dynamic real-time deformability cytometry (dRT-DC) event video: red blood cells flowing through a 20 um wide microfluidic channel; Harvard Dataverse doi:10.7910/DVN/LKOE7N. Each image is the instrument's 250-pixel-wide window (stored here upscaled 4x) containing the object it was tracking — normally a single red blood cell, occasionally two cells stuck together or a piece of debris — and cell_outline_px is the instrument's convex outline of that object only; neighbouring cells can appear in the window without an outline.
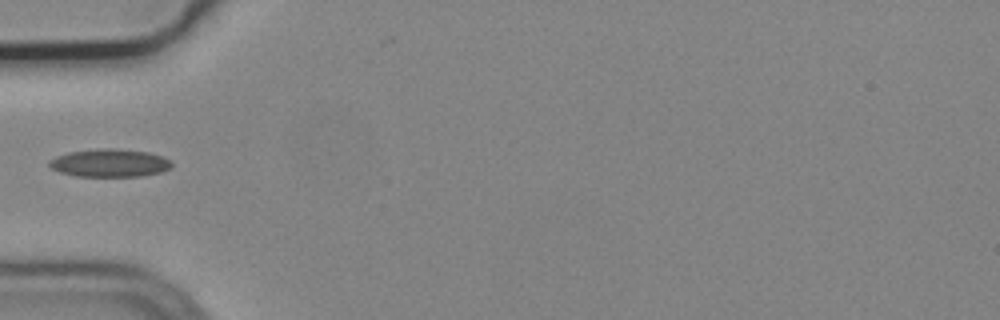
{"species": "common noctule bat (a hibernating species)", "species_latin": "Nyctalus noctula", "temperature_condition": "cold", "stored_images_in_passage": 3, "camera_frame_rate_fps": 3000, "um_per_image_px": 0.085, "animal": {"sex": "male", "body_mass_g": 19.2, "forearm_length_mm": 51.8}, "frame": {"image": 1, "passage_image": 3, "time_ms": 0.667, "image_size_px": [1000, 320], "cell_outline_px": [[172, 168], [160, 172], [140, 176], [76, 176], [60, 172], [52, 168], [48, 164], [48, 160], [56, 156], [68, 152], [108, 148], [112, 148], [148, 152], [160, 156], [168, 160], [172, 164]], "centroid_in_image_um": [9.3, 13.86], "position_along_channel_um": 75.7, "area_um2": 19.71}}